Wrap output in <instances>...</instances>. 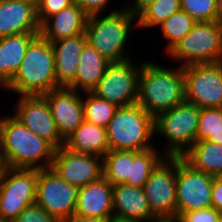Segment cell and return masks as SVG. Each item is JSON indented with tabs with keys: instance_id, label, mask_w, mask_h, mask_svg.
Instances as JSON below:
<instances>
[{
	"instance_id": "obj_1",
	"label": "cell",
	"mask_w": 222,
	"mask_h": 222,
	"mask_svg": "<svg viewBox=\"0 0 222 222\" xmlns=\"http://www.w3.org/2000/svg\"><path fill=\"white\" fill-rule=\"evenodd\" d=\"M0 119V158L3 167L24 169L51 168L56 148L40 138L12 114Z\"/></svg>"
},
{
	"instance_id": "obj_2",
	"label": "cell",
	"mask_w": 222,
	"mask_h": 222,
	"mask_svg": "<svg viewBox=\"0 0 222 222\" xmlns=\"http://www.w3.org/2000/svg\"><path fill=\"white\" fill-rule=\"evenodd\" d=\"M163 64L143 59L139 77L137 104L154 118L186 101L183 67Z\"/></svg>"
},
{
	"instance_id": "obj_3",
	"label": "cell",
	"mask_w": 222,
	"mask_h": 222,
	"mask_svg": "<svg viewBox=\"0 0 222 222\" xmlns=\"http://www.w3.org/2000/svg\"><path fill=\"white\" fill-rule=\"evenodd\" d=\"M136 30L138 31L137 16L121 9L89 16L85 35L87 43L112 63L126 61L135 56L132 55L134 53L129 43L132 44L134 38L131 36ZM128 47H131V50Z\"/></svg>"
},
{
	"instance_id": "obj_4",
	"label": "cell",
	"mask_w": 222,
	"mask_h": 222,
	"mask_svg": "<svg viewBox=\"0 0 222 222\" xmlns=\"http://www.w3.org/2000/svg\"><path fill=\"white\" fill-rule=\"evenodd\" d=\"M54 51L50 41L38 35L28 46L22 64L4 92L18 96L45 95L57 88ZM13 93V94H12Z\"/></svg>"
},
{
	"instance_id": "obj_5",
	"label": "cell",
	"mask_w": 222,
	"mask_h": 222,
	"mask_svg": "<svg viewBox=\"0 0 222 222\" xmlns=\"http://www.w3.org/2000/svg\"><path fill=\"white\" fill-rule=\"evenodd\" d=\"M106 129L109 150L140 152L156 146L154 117L137 103L118 107Z\"/></svg>"
},
{
	"instance_id": "obj_6",
	"label": "cell",
	"mask_w": 222,
	"mask_h": 222,
	"mask_svg": "<svg viewBox=\"0 0 222 222\" xmlns=\"http://www.w3.org/2000/svg\"><path fill=\"white\" fill-rule=\"evenodd\" d=\"M199 116L200 108L185 101L154 118L155 137L165 139L162 152L166 156L182 157L192 147Z\"/></svg>"
},
{
	"instance_id": "obj_7",
	"label": "cell",
	"mask_w": 222,
	"mask_h": 222,
	"mask_svg": "<svg viewBox=\"0 0 222 222\" xmlns=\"http://www.w3.org/2000/svg\"><path fill=\"white\" fill-rule=\"evenodd\" d=\"M167 60L182 67L222 62V24L197 22L168 53Z\"/></svg>"
},
{
	"instance_id": "obj_8",
	"label": "cell",
	"mask_w": 222,
	"mask_h": 222,
	"mask_svg": "<svg viewBox=\"0 0 222 222\" xmlns=\"http://www.w3.org/2000/svg\"><path fill=\"white\" fill-rule=\"evenodd\" d=\"M38 169L3 167L0 172V216L13 221L36 201Z\"/></svg>"
},
{
	"instance_id": "obj_9",
	"label": "cell",
	"mask_w": 222,
	"mask_h": 222,
	"mask_svg": "<svg viewBox=\"0 0 222 222\" xmlns=\"http://www.w3.org/2000/svg\"><path fill=\"white\" fill-rule=\"evenodd\" d=\"M134 60L110 63L92 93L117 107L136 104L142 62Z\"/></svg>"
},
{
	"instance_id": "obj_10",
	"label": "cell",
	"mask_w": 222,
	"mask_h": 222,
	"mask_svg": "<svg viewBox=\"0 0 222 222\" xmlns=\"http://www.w3.org/2000/svg\"><path fill=\"white\" fill-rule=\"evenodd\" d=\"M185 100L198 108H222V62L183 67Z\"/></svg>"
},
{
	"instance_id": "obj_11",
	"label": "cell",
	"mask_w": 222,
	"mask_h": 222,
	"mask_svg": "<svg viewBox=\"0 0 222 222\" xmlns=\"http://www.w3.org/2000/svg\"><path fill=\"white\" fill-rule=\"evenodd\" d=\"M213 176L194 169L183 157H176V217L210 208Z\"/></svg>"
},
{
	"instance_id": "obj_12",
	"label": "cell",
	"mask_w": 222,
	"mask_h": 222,
	"mask_svg": "<svg viewBox=\"0 0 222 222\" xmlns=\"http://www.w3.org/2000/svg\"><path fill=\"white\" fill-rule=\"evenodd\" d=\"M78 188L62 180L52 168L38 169L35 203L59 222L75 214Z\"/></svg>"
},
{
	"instance_id": "obj_13",
	"label": "cell",
	"mask_w": 222,
	"mask_h": 222,
	"mask_svg": "<svg viewBox=\"0 0 222 222\" xmlns=\"http://www.w3.org/2000/svg\"><path fill=\"white\" fill-rule=\"evenodd\" d=\"M155 218L176 217V157L166 156L143 186Z\"/></svg>"
},
{
	"instance_id": "obj_14",
	"label": "cell",
	"mask_w": 222,
	"mask_h": 222,
	"mask_svg": "<svg viewBox=\"0 0 222 222\" xmlns=\"http://www.w3.org/2000/svg\"><path fill=\"white\" fill-rule=\"evenodd\" d=\"M13 104L11 114L23 125L56 149L64 146L65 140L58 132L49 103L43 95L18 96Z\"/></svg>"
},
{
	"instance_id": "obj_15",
	"label": "cell",
	"mask_w": 222,
	"mask_h": 222,
	"mask_svg": "<svg viewBox=\"0 0 222 222\" xmlns=\"http://www.w3.org/2000/svg\"><path fill=\"white\" fill-rule=\"evenodd\" d=\"M51 168L66 183L81 188L103 177V158L62 146L56 149Z\"/></svg>"
},
{
	"instance_id": "obj_16",
	"label": "cell",
	"mask_w": 222,
	"mask_h": 222,
	"mask_svg": "<svg viewBox=\"0 0 222 222\" xmlns=\"http://www.w3.org/2000/svg\"><path fill=\"white\" fill-rule=\"evenodd\" d=\"M60 136L65 140L85 120L82 93L68 87H59L43 95Z\"/></svg>"
},
{
	"instance_id": "obj_17",
	"label": "cell",
	"mask_w": 222,
	"mask_h": 222,
	"mask_svg": "<svg viewBox=\"0 0 222 222\" xmlns=\"http://www.w3.org/2000/svg\"><path fill=\"white\" fill-rule=\"evenodd\" d=\"M39 33L37 6L23 0H0V38Z\"/></svg>"
},
{
	"instance_id": "obj_18",
	"label": "cell",
	"mask_w": 222,
	"mask_h": 222,
	"mask_svg": "<svg viewBox=\"0 0 222 222\" xmlns=\"http://www.w3.org/2000/svg\"><path fill=\"white\" fill-rule=\"evenodd\" d=\"M74 216L103 220L113 217L112 185L104 176L78 188Z\"/></svg>"
},
{
	"instance_id": "obj_19",
	"label": "cell",
	"mask_w": 222,
	"mask_h": 222,
	"mask_svg": "<svg viewBox=\"0 0 222 222\" xmlns=\"http://www.w3.org/2000/svg\"><path fill=\"white\" fill-rule=\"evenodd\" d=\"M113 216L121 219L149 222L151 214L143 188L126 184L112 186Z\"/></svg>"
},
{
	"instance_id": "obj_20",
	"label": "cell",
	"mask_w": 222,
	"mask_h": 222,
	"mask_svg": "<svg viewBox=\"0 0 222 222\" xmlns=\"http://www.w3.org/2000/svg\"><path fill=\"white\" fill-rule=\"evenodd\" d=\"M86 43L85 33L51 42L57 88L67 87L75 79L80 54Z\"/></svg>"
},
{
	"instance_id": "obj_21",
	"label": "cell",
	"mask_w": 222,
	"mask_h": 222,
	"mask_svg": "<svg viewBox=\"0 0 222 222\" xmlns=\"http://www.w3.org/2000/svg\"><path fill=\"white\" fill-rule=\"evenodd\" d=\"M88 15L76 3L47 18L40 25L39 35L54 42L85 33Z\"/></svg>"
},
{
	"instance_id": "obj_22",
	"label": "cell",
	"mask_w": 222,
	"mask_h": 222,
	"mask_svg": "<svg viewBox=\"0 0 222 222\" xmlns=\"http://www.w3.org/2000/svg\"><path fill=\"white\" fill-rule=\"evenodd\" d=\"M39 34H19L0 38V88L3 90L19 70L29 44Z\"/></svg>"
},
{
	"instance_id": "obj_23",
	"label": "cell",
	"mask_w": 222,
	"mask_h": 222,
	"mask_svg": "<svg viewBox=\"0 0 222 222\" xmlns=\"http://www.w3.org/2000/svg\"><path fill=\"white\" fill-rule=\"evenodd\" d=\"M109 64L108 60L86 43L80 54L75 79L67 87L80 93L92 92Z\"/></svg>"
},
{
	"instance_id": "obj_24",
	"label": "cell",
	"mask_w": 222,
	"mask_h": 222,
	"mask_svg": "<svg viewBox=\"0 0 222 222\" xmlns=\"http://www.w3.org/2000/svg\"><path fill=\"white\" fill-rule=\"evenodd\" d=\"M64 147L72 152L102 157L109 151L107 129L84 120L65 139Z\"/></svg>"
},
{
	"instance_id": "obj_25",
	"label": "cell",
	"mask_w": 222,
	"mask_h": 222,
	"mask_svg": "<svg viewBox=\"0 0 222 222\" xmlns=\"http://www.w3.org/2000/svg\"><path fill=\"white\" fill-rule=\"evenodd\" d=\"M194 169L210 176L222 174V145L208 140L196 141L182 156Z\"/></svg>"
},
{
	"instance_id": "obj_26",
	"label": "cell",
	"mask_w": 222,
	"mask_h": 222,
	"mask_svg": "<svg viewBox=\"0 0 222 222\" xmlns=\"http://www.w3.org/2000/svg\"><path fill=\"white\" fill-rule=\"evenodd\" d=\"M157 146L140 152L130 151L129 177L123 184L143 188L151 173L166 157Z\"/></svg>"
},
{
	"instance_id": "obj_27",
	"label": "cell",
	"mask_w": 222,
	"mask_h": 222,
	"mask_svg": "<svg viewBox=\"0 0 222 222\" xmlns=\"http://www.w3.org/2000/svg\"><path fill=\"white\" fill-rule=\"evenodd\" d=\"M197 22L183 10H179L170 15L164 20L156 29L160 31V34L165 42L163 51L164 55L168 53L181 39H183L194 27Z\"/></svg>"
},
{
	"instance_id": "obj_28",
	"label": "cell",
	"mask_w": 222,
	"mask_h": 222,
	"mask_svg": "<svg viewBox=\"0 0 222 222\" xmlns=\"http://www.w3.org/2000/svg\"><path fill=\"white\" fill-rule=\"evenodd\" d=\"M181 10L180 0H155L137 16V26L140 31H155L170 15Z\"/></svg>"
},
{
	"instance_id": "obj_29",
	"label": "cell",
	"mask_w": 222,
	"mask_h": 222,
	"mask_svg": "<svg viewBox=\"0 0 222 222\" xmlns=\"http://www.w3.org/2000/svg\"><path fill=\"white\" fill-rule=\"evenodd\" d=\"M130 151L109 150L103 156V176L112 185L123 184L129 177Z\"/></svg>"
},
{
	"instance_id": "obj_30",
	"label": "cell",
	"mask_w": 222,
	"mask_h": 222,
	"mask_svg": "<svg viewBox=\"0 0 222 222\" xmlns=\"http://www.w3.org/2000/svg\"><path fill=\"white\" fill-rule=\"evenodd\" d=\"M84 118L101 127H107L116 109L115 104L97 97L92 92L82 93Z\"/></svg>"
},
{
	"instance_id": "obj_31",
	"label": "cell",
	"mask_w": 222,
	"mask_h": 222,
	"mask_svg": "<svg viewBox=\"0 0 222 222\" xmlns=\"http://www.w3.org/2000/svg\"><path fill=\"white\" fill-rule=\"evenodd\" d=\"M181 10L196 22L218 21L217 0H180Z\"/></svg>"
},
{
	"instance_id": "obj_32",
	"label": "cell",
	"mask_w": 222,
	"mask_h": 222,
	"mask_svg": "<svg viewBox=\"0 0 222 222\" xmlns=\"http://www.w3.org/2000/svg\"><path fill=\"white\" fill-rule=\"evenodd\" d=\"M222 129V108L200 109L196 141L207 140Z\"/></svg>"
},
{
	"instance_id": "obj_33",
	"label": "cell",
	"mask_w": 222,
	"mask_h": 222,
	"mask_svg": "<svg viewBox=\"0 0 222 222\" xmlns=\"http://www.w3.org/2000/svg\"><path fill=\"white\" fill-rule=\"evenodd\" d=\"M111 2L112 0H75V3L79 5L88 16L107 14L123 9V5L118 6L119 3L117 4V8L115 6L112 9L113 6L110 4Z\"/></svg>"
},
{
	"instance_id": "obj_34",
	"label": "cell",
	"mask_w": 222,
	"mask_h": 222,
	"mask_svg": "<svg viewBox=\"0 0 222 222\" xmlns=\"http://www.w3.org/2000/svg\"><path fill=\"white\" fill-rule=\"evenodd\" d=\"M75 3V0H41L37 6V18L40 25L49 17L59 13Z\"/></svg>"
},
{
	"instance_id": "obj_35",
	"label": "cell",
	"mask_w": 222,
	"mask_h": 222,
	"mask_svg": "<svg viewBox=\"0 0 222 222\" xmlns=\"http://www.w3.org/2000/svg\"><path fill=\"white\" fill-rule=\"evenodd\" d=\"M12 222H59L36 203L26 207Z\"/></svg>"
},
{
	"instance_id": "obj_36",
	"label": "cell",
	"mask_w": 222,
	"mask_h": 222,
	"mask_svg": "<svg viewBox=\"0 0 222 222\" xmlns=\"http://www.w3.org/2000/svg\"><path fill=\"white\" fill-rule=\"evenodd\" d=\"M221 218L222 214L212 207L190 211L179 217L180 222H219Z\"/></svg>"
},
{
	"instance_id": "obj_37",
	"label": "cell",
	"mask_w": 222,
	"mask_h": 222,
	"mask_svg": "<svg viewBox=\"0 0 222 222\" xmlns=\"http://www.w3.org/2000/svg\"><path fill=\"white\" fill-rule=\"evenodd\" d=\"M155 0H123L120 1L123 4V9L132 15L138 16L144 8L149 4L153 3ZM123 2V3H122Z\"/></svg>"
},
{
	"instance_id": "obj_38",
	"label": "cell",
	"mask_w": 222,
	"mask_h": 222,
	"mask_svg": "<svg viewBox=\"0 0 222 222\" xmlns=\"http://www.w3.org/2000/svg\"><path fill=\"white\" fill-rule=\"evenodd\" d=\"M212 208L222 214V181L214 177L211 190Z\"/></svg>"
},
{
	"instance_id": "obj_39",
	"label": "cell",
	"mask_w": 222,
	"mask_h": 222,
	"mask_svg": "<svg viewBox=\"0 0 222 222\" xmlns=\"http://www.w3.org/2000/svg\"><path fill=\"white\" fill-rule=\"evenodd\" d=\"M66 222H107V220L73 216L71 219H69Z\"/></svg>"
},
{
	"instance_id": "obj_40",
	"label": "cell",
	"mask_w": 222,
	"mask_h": 222,
	"mask_svg": "<svg viewBox=\"0 0 222 222\" xmlns=\"http://www.w3.org/2000/svg\"><path fill=\"white\" fill-rule=\"evenodd\" d=\"M207 140L210 141V142H213L215 144L222 145V129L219 130L214 135H211Z\"/></svg>"
},
{
	"instance_id": "obj_41",
	"label": "cell",
	"mask_w": 222,
	"mask_h": 222,
	"mask_svg": "<svg viewBox=\"0 0 222 222\" xmlns=\"http://www.w3.org/2000/svg\"><path fill=\"white\" fill-rule=\"evenodd\" d=\"M149 222H180V219L177 217L172 218H154Z\"/></svg>"
},
{
	"instance_id": "obj_42",
	"label": "cell",
	"mask_w": 222,
	"mask_h": 222,
	"mask_svg": "<svg viewBox=\"0 0 222 222\" xmlns=\"http://www.w3.org/2000/svg\"><path fill=\"white\" fill-rule=\"evenodd\" d=\"M107 222H140V221H136V220H127V219H121V218H117V217H110Z\"/></svg>"
},
{
	"instance_id": "obj_43",
	"label": "cell",
	"mask_w": 222,
	"mask_h": 222,
	"mask_svg": "<svg viewBox=\"0 0 222 222\" xmlns=\"http://www.w3.org/2000/svg\"><path fill=\"white\" fill-rule=\"evenodd\" d=\"M218 6V22L222 24V0H217Z\"/></svg>"
},
{
	"instance_id": "obj_44",
	"label": "cell",
	"mask_w": 222,
	"mask_h": 222,
	"mask_svg": "<svg viewBox=\"0 0 222 222\" xmlns=\"http://www.w3.org/2000/svg\"><path fill=\"white\" fill-rule=\"evenodd\" d=\"M23 1L31 2L35 6H38L41 2V0H23Z\"/></svg>"
},
{
	"instance_id": "obj_45",
	"label": "cell",
	"mask_w": 222,
	"mask_h": 222,
	"mask_svg": "<svg viewBox=\"0 0 222 222\" xmlns=\"http://www.w3.org/2000/svg\"><path fill=\"white\" fill-rule=\"evenodd\" d=\"M0 222H11V221H8L7 219H4L0 216Z\"/></svg>"
},
{
	"instance_id": "obj_46",
	"label": "cell",
	"mask_w": 222,
	"mask_h": 222,
	"mask_svg": "<svg viewBox=\"0 0 222 222\" xmlns=\"http://www.w3.org/2000/svg\"><path fill=\"white\" fill-rule=\"evenodd\" d=\"M3 169V164H2V161H1V158H0V172L2 171Z\"/></svg>"
},
{
	"instance_id": "obj_47",
	"label": "cell",
	"mask_w": 222,
	"mask_h": 222,
	"mask_svg": "<svg viewBox=\"0 0 222 222\" xmlns=\"http://www.w3.org/2000/svg\"><path fill=\"white\" fill-rule=\"evenodd\" d=\"M220 181H222V174L217 177Z\"/></svg>"
}]
</instances>
